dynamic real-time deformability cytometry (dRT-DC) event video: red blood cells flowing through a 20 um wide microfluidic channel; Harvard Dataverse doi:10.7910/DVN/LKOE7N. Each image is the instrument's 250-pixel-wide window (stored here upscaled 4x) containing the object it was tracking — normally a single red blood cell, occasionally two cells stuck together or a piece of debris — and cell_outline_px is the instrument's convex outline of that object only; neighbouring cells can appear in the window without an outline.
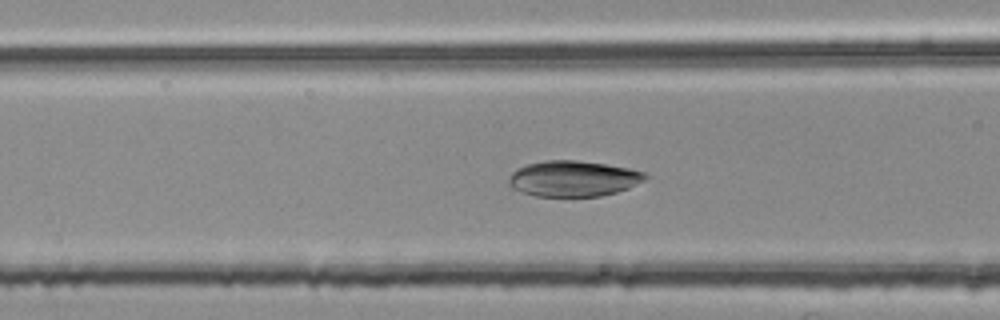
{"species": "common noctule bat (a hibernating species)", "species_latin": "Nyctalus noctula", "temperature_condition": "room temperature", "stored_images_in_passage": 23, "camera_frame_rate_fps": 3000, "um_per_image_px": 0.085, "animal": {"sex": "female", "body_mass_g": 25.1}, "frame": {"image": 1, "passage_image": 17, "time_ms": 5.333, "image_size_px": [1000, 320], "cell_outline_px": [[652, 176], [628, 188], [616, 192], [600, 196], [536, 196], [520, 192], [512, 188], [508, 184], [508, 180], [512, 172], [516, 168], [524, 164], [544, 160], [576, 160], [604, 164], [628, 168], [644, 172]], "centroid_in_image_um": [48.7, 15.17], "position_along_channel_um": 117.9, "area_um2": 28.61}}
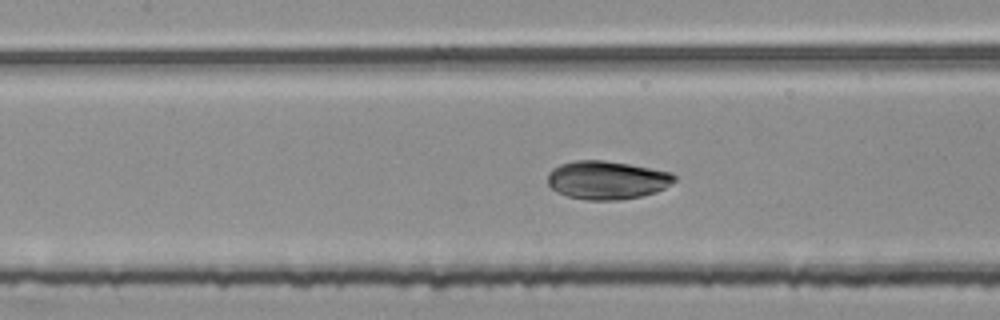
{"frame": {"image": 2, "passage_image": 20, "time_ms": 6.333, "image_size_px": [1000, 320], "cell_outline_px": [[676, 180], [664, 188], [656, 192], [640, 196], [620, 200], [584, 200], [568, 196], [556, 192], [548, 184], [548, 172], [552, 168], [560, 164], [576, 160], [604, 160], [628, 164], [672, 172], [676, 176]], "centroid_in_image_um": [51.57, 15.3], "position_along_channel_um": 155.8, "area_um2": 28.44}}